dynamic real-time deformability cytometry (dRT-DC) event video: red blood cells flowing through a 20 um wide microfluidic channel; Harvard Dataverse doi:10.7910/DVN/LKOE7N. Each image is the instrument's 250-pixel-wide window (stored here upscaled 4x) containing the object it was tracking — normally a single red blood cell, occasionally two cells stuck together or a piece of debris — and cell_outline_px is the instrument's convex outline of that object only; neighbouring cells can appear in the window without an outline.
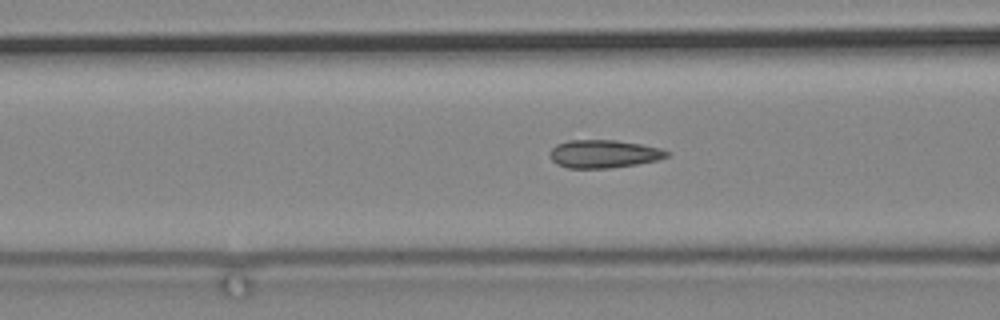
{"species": "common noctule bat (a hibernating species)", "species_latin": "Nyctalus noctula", "temperature_condition": "cold", "stored_images_in_passage": 46, "camera_frame_rate_fps": 3000, "um_per_image_px": 0.085, "animal": {"sex": "male", "body_mass_g": 19.2, "forearm_length_mm": 51.8}, "frame": {"image": 1, "passage_image": 7, "time_ms": 2.0, "image_size_px": [1000, 320], "cell_outline_px": [[672, 152], [668, 156], [656, 160], [636, 164], [608, 168], [568, 168], [556, 164], [548, 156], [548, 152], [556, 144], [568, 140], [616, 140], [640, 144], [660, 148]], "centroid_in_image_um": [51.28, 13.07], "position_along_channel_um": 115.3, "area_um2": 19.19}}
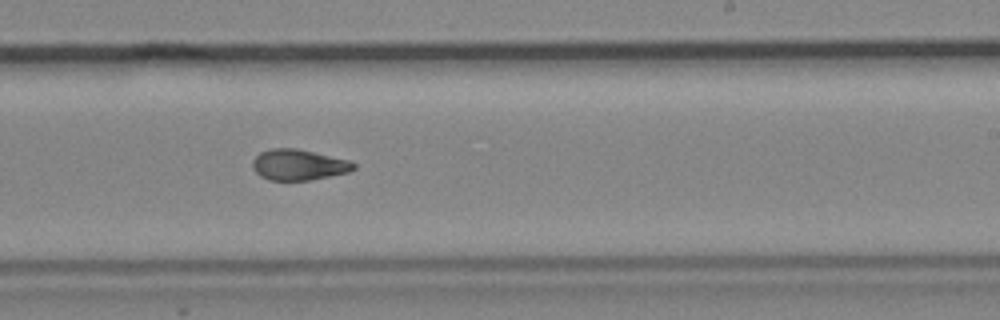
{"frame": {"image": 2, "passage_image": 21, "time_ms": 6.667, "image_size_px": [1000, 320], "cell_outline_px": [[356, 168], [348, 172], [308, 180], [268, 180], [260, 176], [252, 168], [252, 160], [260, 152], [272, 148], [296, 148], [352, 160], [356, 164]], "centroid_in_image_um": [25.38, 14.0], "position_along_channel_um": 263.6, "area_um2": 18.26}}
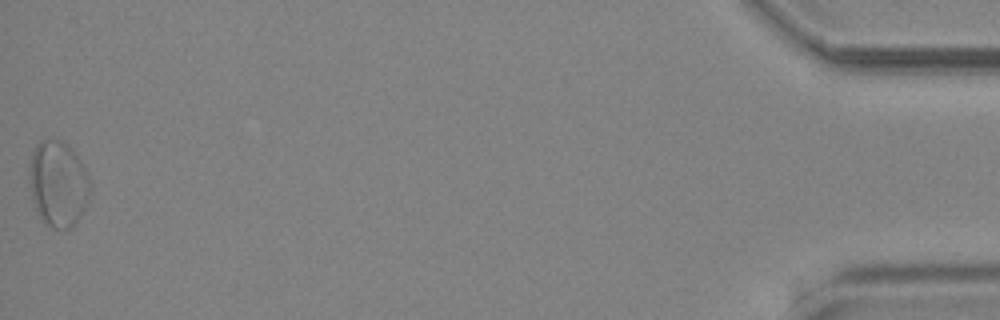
{"frame": {"image": 3, "passage_image": 46, "time_ms": 15.0, "image_size_px": [1000, 320], "cell_outline_px": [[92, 184], [88, 200], [76, 224], [68, 228], [52, 228], [44, 224], [36, 212], [32, 200], [28, 180], [28, 164], [32, 152], [36, 144], [40, 140], [52, 136], [64, 140], [68, 144], [80, 160]], "centroid_in_image_um": [4.9, 15.58], "position_along_channel_um": 430.3, "area_um2": 31.39}}